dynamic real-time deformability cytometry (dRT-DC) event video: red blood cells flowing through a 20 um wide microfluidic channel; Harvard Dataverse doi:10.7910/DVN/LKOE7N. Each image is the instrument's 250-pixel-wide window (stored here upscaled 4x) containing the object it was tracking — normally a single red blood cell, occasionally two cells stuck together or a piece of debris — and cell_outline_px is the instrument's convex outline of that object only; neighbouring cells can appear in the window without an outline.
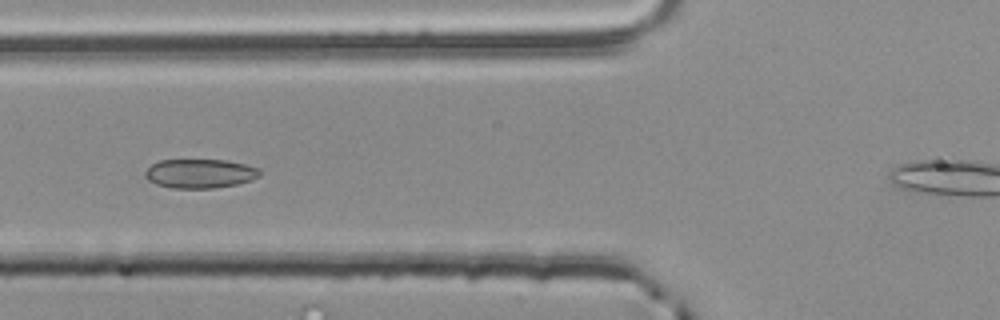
{"species": "common noctule bat (a hibernating species)", "species_latin": "Nyctalus noctula", "temperature_condition": "room temperature", "stored_images_in_passage": 10, "camera_frame_rate_fps": 3000, "um_per_image_px": 0.085, "animal": {"sex": "male", "body_mass_g": 20.4}, "frame": {"image": 1, "passage_image": 4, "time_ms": 1.0, "image_size_px": [1000, 320], "cell_outline_px": [[260, 176], [252, 180], [236, 184], [212, 188], [172, 188], [156, 184], [148, 180], [144, 176], [144, 172], [152, 164], [160, 160], [228, 160], [260, 168]], "centroid_in_image_um": [17.0, 14.75], "position_along_channel_um": 108.8, "area_um2": 19.48}}
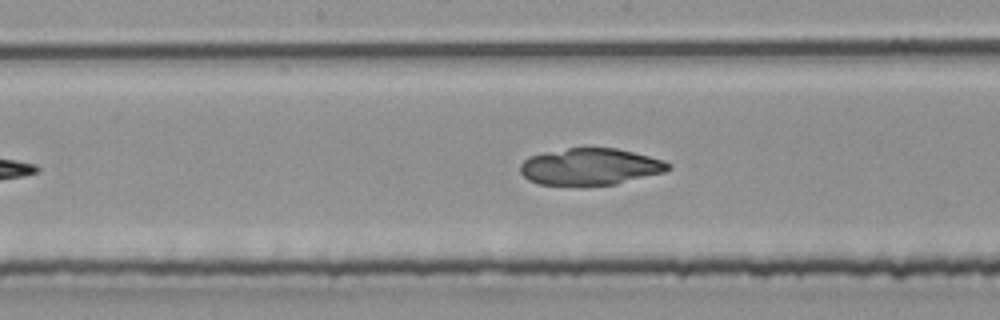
{"frame": {"image": 2, "passage_image": 7, "time_ms": 2.0, "image_size_px": [1000, 320], "cell_outline_px": [[672, 168], [664, 172], [616, 184], [580, 188], [540, 184], [528, 180], [520, 172], [520, 164], [528, 156], [544, 152], [568, 148], [616, 148], [664, 160], [672, 164]], "centroid_in_image_um": [50.14, 14.2], "position_along_channel_um": 198.1, "area_um2": 32.48}}
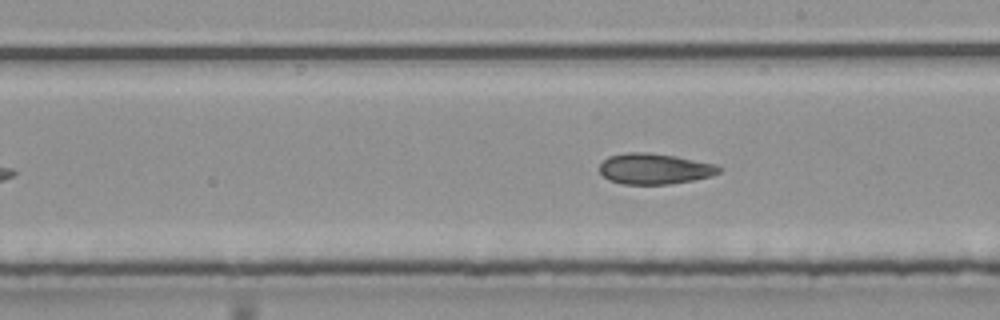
{"frame": {"image": 3, "passage_image": 10, "time_ms": 3.0, "image_size_px": [1000, 320], "cell_outline_px": [[720, 172], [712, 176], [692, 180], [668, 184], [624, 184], [608, 180], [600, 172], [600, 164], [608, 156], [628, 152], [648, 152], [676, 156], [712, 164], [720, 168]], "centroid_in_image_um": [55.59, 14.34], "position_along_channel_um": 233.4, "area_um2": 21.21}}